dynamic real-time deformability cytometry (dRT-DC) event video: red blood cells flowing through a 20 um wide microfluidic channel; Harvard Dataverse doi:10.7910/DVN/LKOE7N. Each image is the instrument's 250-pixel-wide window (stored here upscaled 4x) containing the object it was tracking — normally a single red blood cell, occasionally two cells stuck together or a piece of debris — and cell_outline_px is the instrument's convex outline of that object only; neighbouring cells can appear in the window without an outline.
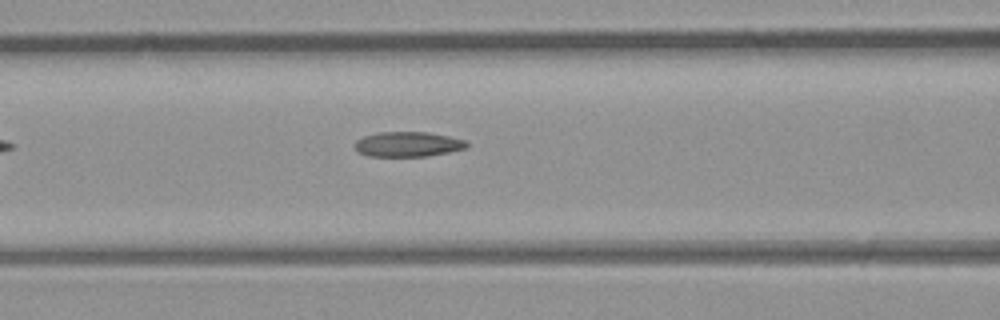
{"species": "common noctule bat (a hibernating species)", "species_latin": "Nyctalus noctula", "temperature_condition": "room temperature", "stored_images_in_passage": 6, "segment_of_instrument_passage": [1, 2], "camera_frame_rate_fps": 3000, "um_per_image_px": 0.085, "animal": {"sex": "male", "body_mass_g": 23.1, "forearm_length_mm": 52.7}, "frame": {"image": 1, "passage_image": 5, "time_ms": 1.333, "image_size_px": [1000, 320], "cell_outline_px": [[468, 144], [464, 148], [448, 152], [428, 156], [368, 156], [360, 152], [356, 148], [356, 140], [364, 136], [376, 132], [428, 132], [448, 136], [464, 140]], "centroid_in_image_um": [34.65, 12.25], "position_along_channel_um": 131.9, "area_um2": 16.07}}